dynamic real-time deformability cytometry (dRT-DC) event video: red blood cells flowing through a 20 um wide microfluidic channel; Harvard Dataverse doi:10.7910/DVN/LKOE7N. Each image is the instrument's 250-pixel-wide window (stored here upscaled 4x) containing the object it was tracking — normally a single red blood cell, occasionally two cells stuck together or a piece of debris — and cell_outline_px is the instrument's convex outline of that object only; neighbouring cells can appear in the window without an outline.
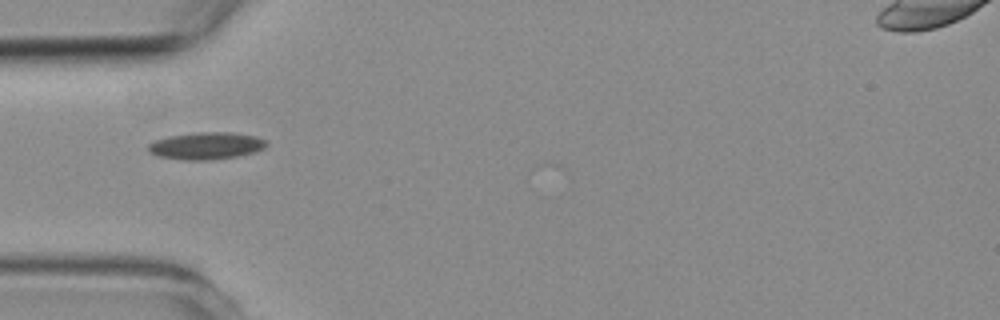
{"species": "common noctule bat (a hibernating species)", "species_latin": "Nyctalus noctula", "temperature_condition": "room temperature", "stored_images_in_passage": 2, "camera_frame_rate_fps": 3000, "um_per_image_px": 0.085, "animal": {"sex": "female", "body_mass_g": 19.3, "forearm_length_mm": 54.1}, "frame": {"image": 1, "passage_image": 2, "time_ms": 2.333, "image_size_px": [1000, 320], "cell_outline_px": [[268, 144], [264, 148], [252, 152], [236, 156], [208, 160], [180, 160], [156, 156], [148, 152], [148, 144], [156, 140], [168, 136], [200, 132], [228, 132], [256, 136], [264, 140]], "centroid_in_image_um": [17.47, 12.4], "position_along_channel_um": 67.5, "area_um2": 18.61}}